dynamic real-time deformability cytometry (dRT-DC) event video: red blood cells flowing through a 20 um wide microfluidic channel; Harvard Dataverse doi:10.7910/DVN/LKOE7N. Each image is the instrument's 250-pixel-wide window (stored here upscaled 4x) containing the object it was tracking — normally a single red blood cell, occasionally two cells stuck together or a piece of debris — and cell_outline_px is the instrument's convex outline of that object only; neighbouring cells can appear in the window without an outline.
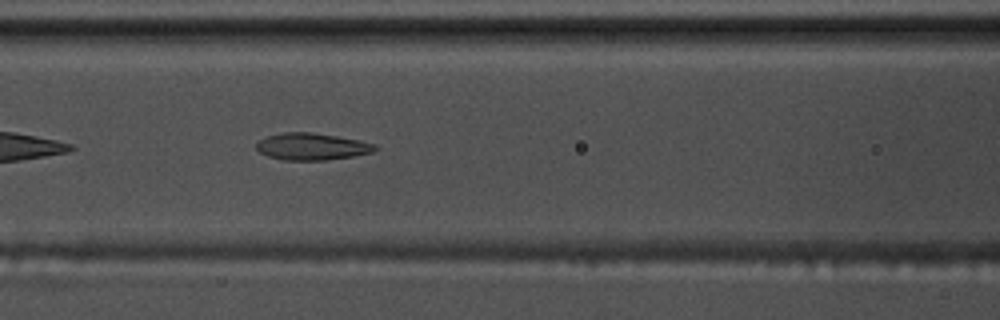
{"species": "common noctule bat (a hibernating species)", "species_latin": "Nyctalus noctula", "temperature_condition": "warm", "stored_images_in_passage": 41, "camera_frame_rate_fps": 3000, "um_per_image_px": 0.085, "animal": {"sex": "male", "body_mass_g": 17.5, "forearm_length_mm": 52.3}, "frame": {"image": 1, "passage_image": 9, "time_ms": 2.667, "image_size_px": [1000, 320], "cell_outline_px": [[380, 148], [372, 152], [352, 156], [324, 160], [284, 160], [268, 156], [260, 152], [256, 148], [256, 144], [260, 140], [268, 136], [284, 132], [312, 132], [360, 140], [376, 144]], "centroid_in_image_um": [26.53, 12.45], "position_along_channel_um": 140.1, "area_um2": 18.55}}
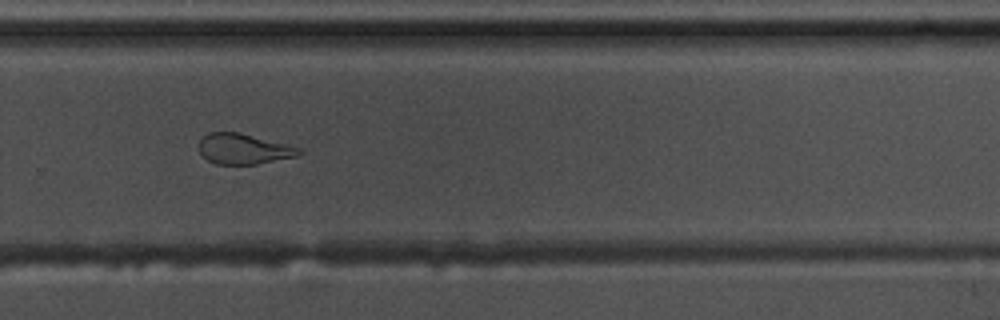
{"frame": {"image": 2, "passage_image": 23, "time_ms": 7.333, "image_size_px": [1000, 320], "cell_outline_px": [[304, 152], [296, 156], [256, 164], [216, 164], [208, 160], [200, 152], [200, 140], [208, 132], [240, 132], [300, 148]], "centroid_in_image_um": [20.7, 12.65], "position_along_channel_um": 309.1, "area_um2": 17.51}}
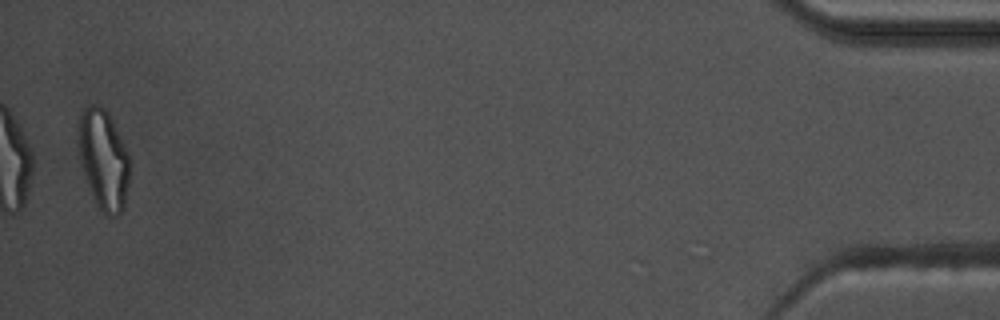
{"frame": {"image": 3, "passage_image": 40, "time_ms": 13.0, "image_size_px": [1000, 320], "cell_outline_px": [[128, 184], [124, 208], [116, 216], [104, 216], [96, 204], [88, 184], [80, 160], [76, 120], [80, 112], [84, 108], [92, 104], [100, 104], [108, 112], [128, 152]], "centroid_in_image_um": [8.77, 13.52], "position_along_channel_um": 426.4, "area_um2": 30.0}, "authors_computed_cell_mechanics": {"area_um2": 19.2474, "velocity_mm_per_s": 3.6354, "shape_relaxation_time_tau1_ms": null, "shape_relaxation_time_tau2_ms": 1.6545, "deformation_change_tau1": null, "deformation_change_tau2": 0.087}}